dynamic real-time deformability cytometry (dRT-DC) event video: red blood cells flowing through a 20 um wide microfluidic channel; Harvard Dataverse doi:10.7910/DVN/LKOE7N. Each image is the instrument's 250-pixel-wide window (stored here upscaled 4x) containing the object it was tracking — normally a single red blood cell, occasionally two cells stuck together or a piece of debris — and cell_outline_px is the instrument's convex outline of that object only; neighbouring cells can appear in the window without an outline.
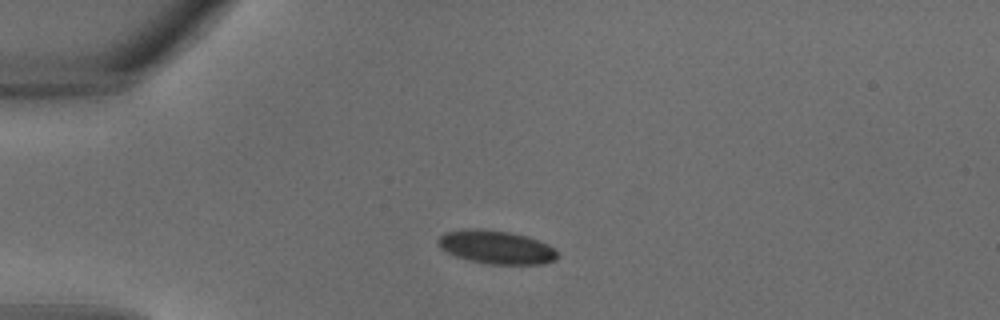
{"species": "common noctule bat (a hibernating species)", "species_latin": "Nyctalus noctula", "temperature_condition": "warm", "stored_images_in_passage": 20, "camera_frame_rate_fps": 3000, "um_per_image_px": 0.085, "animal": {"sex": "male", "body_mass_g": 18.8}, "frame": {"image": 1, "passage_image": 1, "time_ms": 0.0, "image_size_px": [1000, 320], "cell_outline_px": [[560, 256], [556, 260], [544, 264], [488, 264], [456, 256], [440, 248], [436, 240], [444, 232], [468, 228], [480, 228], [508, 232], [528, 236], [548, 244]], "centroid_in_image_um": [42.18, 21.0], "position_along_channel_um": 42.8, "area_um2": 23.29}}
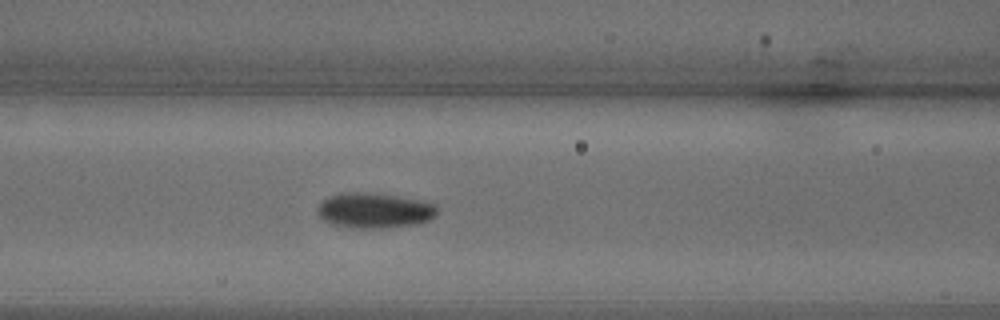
{"frame": {"image": 2, "passage_image": 7, "time_ms": 2.0, "image_size_px": [1000, 320], "cell_outline_px": [[436, 216], [428, 220], [416, 224], [384, 228], [360, 228], [332, 224], [324, 220], [320, 216], [320, 204], [328, 196], [340, 192], [372, 192], [424, 200], [432, 204], [436, 208]], "centroid_in_image_um": [31.85, 17.87], "position_along_channel_um": 134.7, "area_um2": 24.45}}
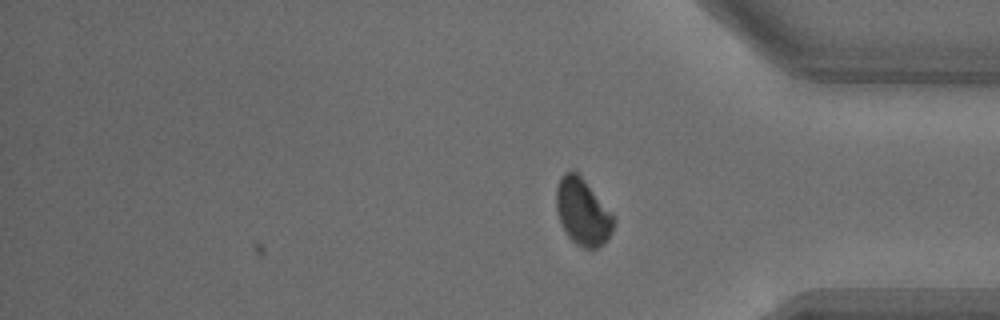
{"frame": {"image": 3, "passage_image": 20, "time_ms": 6.333, "image_size_px": [1000, 320], "cell_outline_px": [[616, 220], [612, 232], [604, 244], [596, 248], [584, 248], [576, 244], [568, 236], [556, 212], [556, 188], [560, 176], [564, 172], [576, 172], [584, 180], [616, 216]], "centroid_in_image_um": [49.55, 18.02], "position_along_channel_um": 385.7, "area_um2": 22.37}}